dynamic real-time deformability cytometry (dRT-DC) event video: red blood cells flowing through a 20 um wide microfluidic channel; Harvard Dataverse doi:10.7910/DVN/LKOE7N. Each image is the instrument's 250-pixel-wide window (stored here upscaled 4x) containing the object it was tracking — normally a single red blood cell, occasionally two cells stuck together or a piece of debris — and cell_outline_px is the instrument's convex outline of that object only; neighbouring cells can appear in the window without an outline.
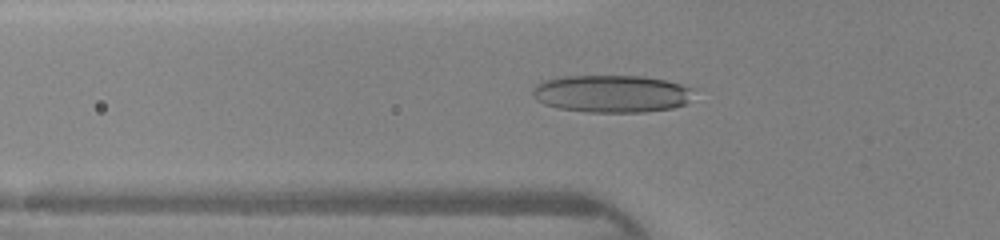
{"species": "human", "species_latin": "Homo sapiens", "temperature_condition": "warm", "stored_images_in_passage": 32, "camera_frame_rate_fps": 3000, "um_per_image_px": 0.085, "donor": {"sex": "female"}, "frame": {"image": 1, "passage_image": 3, "time_ms": 0.667, "image_size_px": [1000, 240], "cell_outline_px": [[696, 88], [688, 100], [684, 104], [672, 108], [644, 112], [588, 112], [560, 108], [544, 104], [536, 100], [532, 92], [536, 84], [544, 80], [564, 76], [644, 76], [664, 80]], "centroid_in_image_um": [51.99, 7.96], "position_along_channel_um": 73.8, "area_um2": 35.14}}
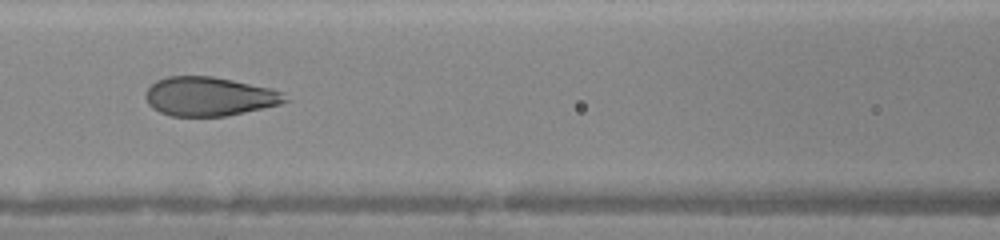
{"frame": {"image": 2, "passage_image": 8, "time_ms": 2.333, "image_size_px": [1000, 240], "cell_outline_px": [[292, 100], [280, 104], [244, 112], [224, 116], [172, 116], [160, 112], [152, 108], [148, 104], [144, 96], [148, 88], [156, 80], [168, 76], [212, 76], [272, 88], [280, 92]], "centroid_in_image_um": [17.77, 8.19], "position_along_channel_um": 148.8, "area_um2": 31.67}}
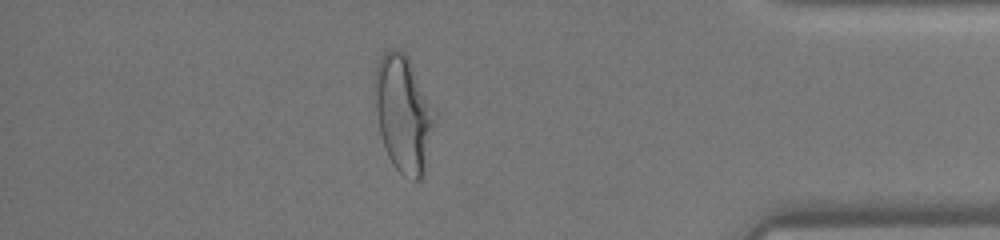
{"frame": {"image": 3, "passage_image": 27, "time_ms": 8.667, "image_size_px": [1000, 240], "cell_outline_px": [[440, 112], [424, 176], [420, 180], [412, 180], [404, 176], [392, 164], [388, 156], [380, 132], [372, 84], [376, 64], [380, 56], [384, 52], [392, 48], [396, 48], [404, 52], [408, 56]], "centroid_in_image_um": [34.37, 9.64], "position_along_channel_um": 400.8, "area_um2": 42.83}}